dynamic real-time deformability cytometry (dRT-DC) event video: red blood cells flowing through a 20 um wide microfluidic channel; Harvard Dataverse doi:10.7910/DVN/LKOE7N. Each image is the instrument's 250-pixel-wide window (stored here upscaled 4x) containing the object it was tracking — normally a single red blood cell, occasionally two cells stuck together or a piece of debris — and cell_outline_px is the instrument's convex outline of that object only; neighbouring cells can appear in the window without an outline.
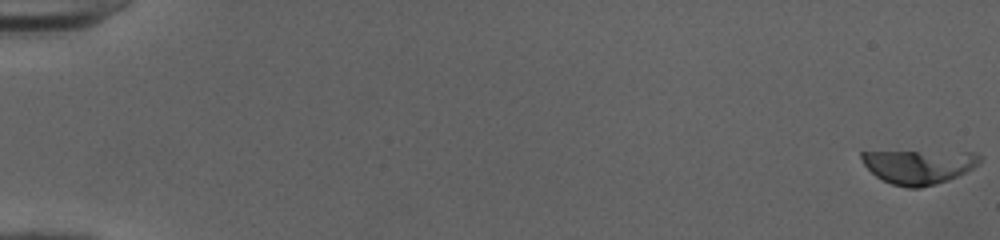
{"species": "human", "species_latin": "Homo sapiens", "temperature_condition": "cold", "stored_images_in_passage": 1, "camera_frame_rate_fps": 3000, "um_per_image_px": 0.085, "donor": {"sex": "female"}, "frame": {"image": 1, "passage_image": 1, "time_ms": 0.0, "image_size_px": [1000, 240], "cell_outline_px": [[980, 164], [948, 180], [920, 188], [908, 188], [892, 184], [876, 176], [864, 164], [860, 156], [860, 152], [976, 152], [980, 156]], "centroid_in_image_um": [78.11, 14.16], "position_along_channel_um": 6.9, "area_um2": 23.12}}